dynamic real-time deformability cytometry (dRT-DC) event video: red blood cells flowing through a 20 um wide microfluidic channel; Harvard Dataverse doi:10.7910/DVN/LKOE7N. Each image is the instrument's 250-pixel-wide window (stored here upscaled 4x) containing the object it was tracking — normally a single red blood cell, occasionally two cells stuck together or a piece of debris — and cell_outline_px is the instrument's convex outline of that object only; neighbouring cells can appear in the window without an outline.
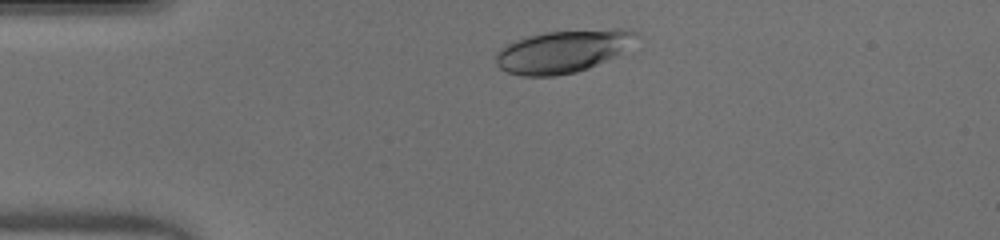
{"species": "human", "species_latin": "Homo sapiens", "temperature_condition": "warm", "stored_images_in_passage": 34, "camera_frame_rate_fps": 3000, "um_per_image_px": 0.085, "donor": {"sex": "male"}, "frame": {"image": 1, "passage_image": 4, "time_ms": 1.0, "image_size_px": [1000, 240], "cell_outline_px": [[640, 36], [612, 56], [588, 68], [576, 72], [556, 76], [520, 76], [508, 72], [500, 68], [496, 64], [496, 52], [500, 48], [516, 40], [528, 36], [544, 32], [616, 28], [624, 28], [640, 32]], "centroid_in_image_um": [47.8, 4.35], "position_along_channel_um": 37.2, "area_um2": 34.51}}
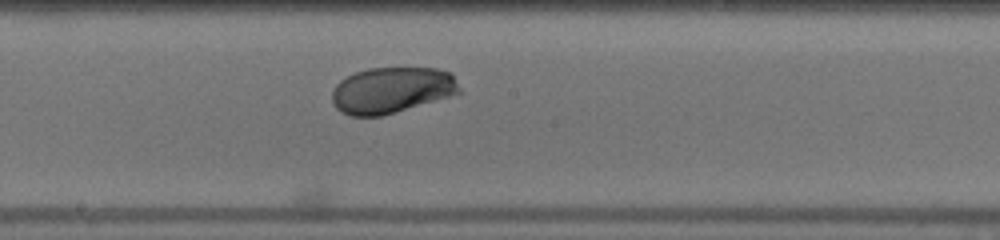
{"frame": {"image": 2, "passage_image": 20, "time_ms": 6.333, "image_size_px": [1000, 240], "cell_outline_px": [[460, 92], [448, 96], [396, 112], [380, 116], [352, 116], [340, 112], [336, 108], [332, 100], [332, 92], [336, 84], [340, 80], [356, 72], [368, 68], [436, 68], [452, 72], [460, 88]], "centroid_in_image_um": [33.27, 7.65], "position_along_channel_um": 214.9, "area_um2": 34.04}}
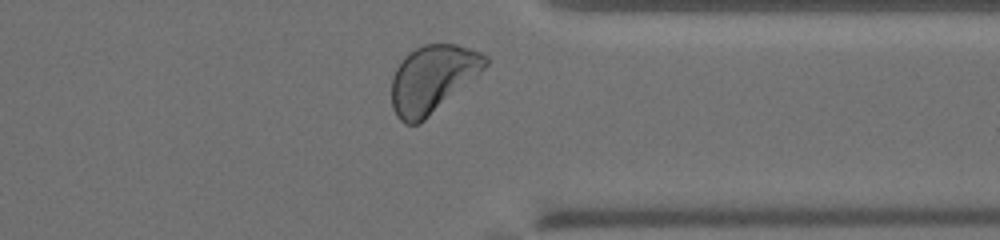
{"frame": {"image": 3, "passage_image": 32, "time_ms": 10.333, "image_size_px": [1000, 240], "cell_outline_px": [[488, 64], [476, 76], [420, 124], [404, 124], [396, 116], [392, 108], [392, 76], [396, 68], [404, 56], [408, 52], [424, 44], [456, 44], [480, 52], [488, 56]], "centroid_in_image_um": [36.74, 6.71], "position_along_channel_um": 374.7, "area_um2": 36.65}, "authors_computed_cell_mechanics": {"area_um2": 34.0442, "velocity_mm_per_s": 4.0788, "shape_relaxation_time_tau1_ms": 3.0525, "shape_relaxation_time_tau2_ms": null, "deformation_change_tau1": 0.1322, "deformation_change_tau2": null}}